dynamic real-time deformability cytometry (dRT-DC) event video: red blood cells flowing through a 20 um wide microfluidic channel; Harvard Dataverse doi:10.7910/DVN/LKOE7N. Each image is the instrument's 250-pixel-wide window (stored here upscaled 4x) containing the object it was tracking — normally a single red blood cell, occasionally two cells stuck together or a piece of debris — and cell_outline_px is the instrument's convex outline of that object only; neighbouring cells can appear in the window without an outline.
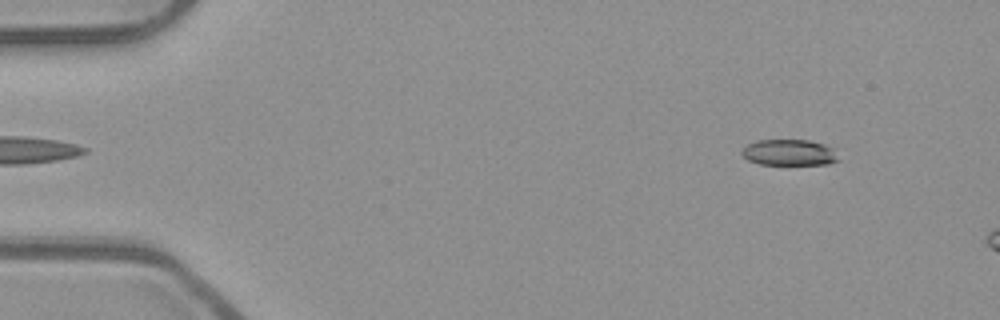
{"species": "common noctule bat (a hibernating species)", "species_latin": "Nyctalus noctula", "temperature_condition": "room temperature", "stored_images_in_passage": 9, "camera_frame_rate_fps": 3000, "um_per_image_px": 0.085, "animal": {"sex": "male", "body_mass_g": 23.1, "forearm_length_mm": 52.7}, "frame": {"image": 1, "passage_image": 4, "time_ms": 1.0, "image_size_px": [1000, 320], "cell_outline_px": [[840, 160], [828, 164], [760, 164], [748, 160], [740, 152], [748, 144], [756, 140], [808, 140], [824, 144], [832, 148]], "centroid_in_image_um": [67.08, 12.96], "position_along_channel_um": 17.9, "area_um2": 14.57}}